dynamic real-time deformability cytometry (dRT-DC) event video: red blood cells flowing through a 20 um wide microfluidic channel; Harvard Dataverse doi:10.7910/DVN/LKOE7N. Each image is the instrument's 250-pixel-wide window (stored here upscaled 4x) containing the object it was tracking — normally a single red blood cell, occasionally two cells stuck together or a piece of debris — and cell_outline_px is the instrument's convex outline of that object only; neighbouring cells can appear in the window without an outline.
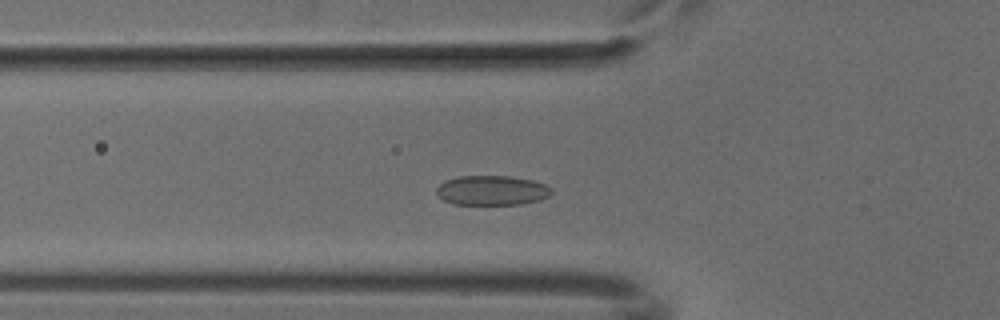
{"species": "common noctule bat (a hibernating species)", "species_latin": "Nyctalus noctula", "temperature_condition": "cold", "stored_images_in_passage": 47, "camera_frame_rate_fps": 3000, "um_per_image_px": 0.085, "animal": {"sex": "male", "body_mass_g": 18.8}, "frame": {"image": 1, "passage_image": 13, "time_ms": 4.0, "image_size_px": [1000, 320], "cell_outline_px": [[552, 192], [548, 196], [540, 200], [520, 204], [452, 204], [444, 200], [436, 192], [436, 188], [444, 180], [460, 176], [508, 176], [532, 180], [544, 184], [552, 188]], "centroid_in_image_um": [41.8, 16.18], "position_along_channel_um": 84.0, "area_um2": 19.83}}
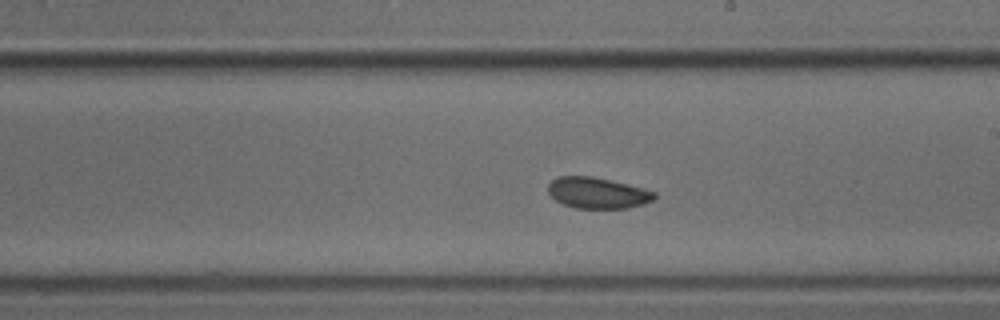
{"frame": {"image": 2, "passage_image": 25, "time_ms": 8.0, "image_size_px": [1000, 320], "cell_outline_px": [[656, 196], [652, 200], [628, 208], [576, 208], [564, 204], [556, 200], [548, 192], [548, 184], [552, 180], [560, 176], [592, 176], [628, 184], [656, 192]], "centroid_in_image_um": [50.77, 16.39], "position_along_channel_um": 238.2, "area_um2": 19.02}}
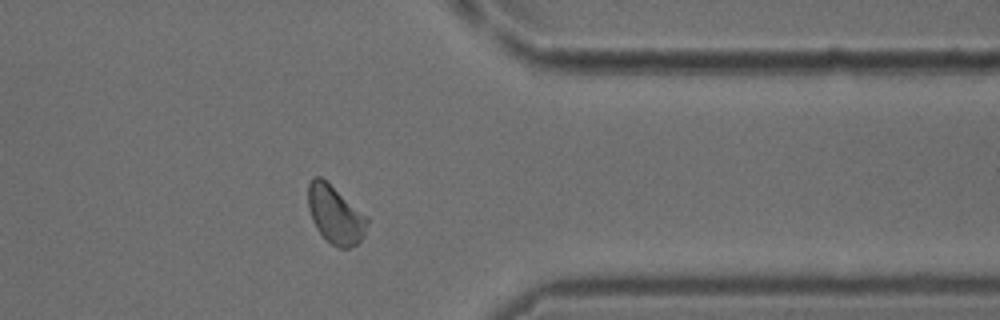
{"frame": {"image": 3, "passage_image": 37, "time_ms": 12.0, "image_size_px": [1000, 320], "cell_outline_px": [[368, 224], [364, 236], [356, 244], [348, 248], [340, 248], [332, 244], [316, 228], [312, 220], [308, 208], [308, 184], [312, 176], [320, 176], [368, 216]], "centroid_in_image_um": [28.5, 18.23], "position_along_channel_um": 382.9, "area_um2": 19.88}}